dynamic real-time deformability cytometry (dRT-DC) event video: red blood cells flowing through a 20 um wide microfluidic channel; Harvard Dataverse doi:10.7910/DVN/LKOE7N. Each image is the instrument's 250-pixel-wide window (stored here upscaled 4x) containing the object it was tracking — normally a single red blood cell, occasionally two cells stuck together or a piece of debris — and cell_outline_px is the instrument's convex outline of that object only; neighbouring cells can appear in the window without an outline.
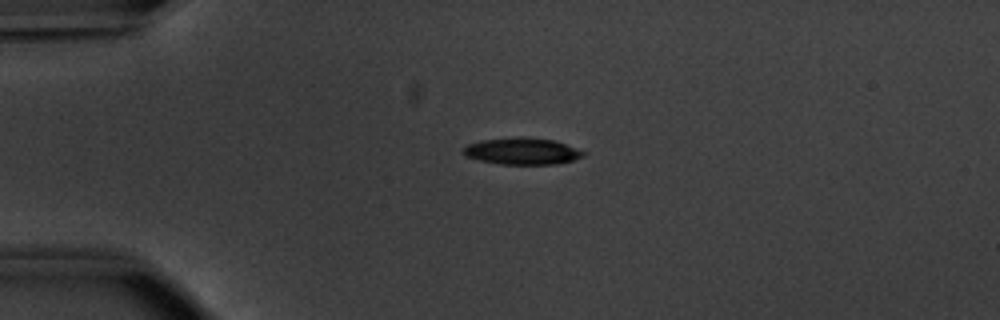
{"species": "common noctule bat (a hibernating species)", "species_latin": "Nyctalus noctula", "temperature_condition": "warm", "stored_images_in_passage": 41, "camera_frame_rate_fps": 3000, "um_per_image_px": 0.085, "animal": {"sex": "male", "body_mass_g": 20.1, "forearm_length_mm": 53.5}, "frame": {"image": 1, "passage_image": 1, "time_ms": 0.0, "image_size_px": [1000, 320], "cell_outline_px": [[588, 152], [584, 156], [572, 160], [556, 164], [500, 164], [480, 160], [464, 156], [460, 152], [460, 148], [468, 144], [480, 140], [520, 136], [528, 136], [556, 140]], "centroid_in_image_um": [44.37, 12.83], "position_along_channel_um": 40.6, "area_um2": 19.19}}
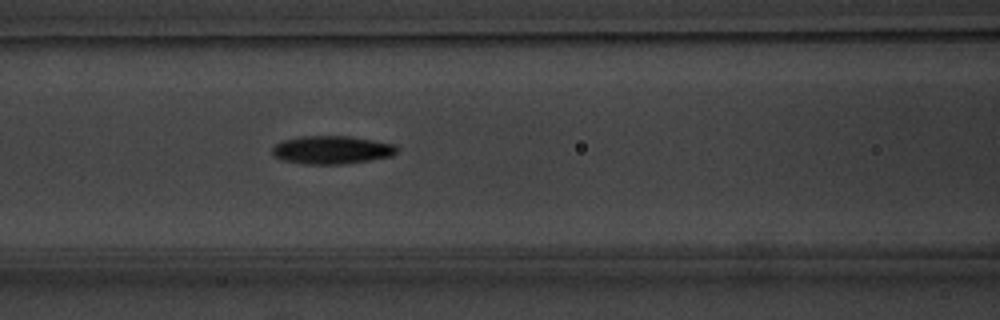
{"frame": {"image": 2, "passage_image": 11, "time_ms": 3.333, "image_size_px": [1000, 320], "cell_outline_px": [[400, 148], [392, 156], [344, 164], [304, 164], [284, 160], [272, 156], [272, 148], [276, 144], [284, 140], [300, 136], [348, 136], [396, 144]], "centroid_in_image_um": [28.21, 12.74], "position_along_channel_um": 138.4, "area_um2": 20.46}}
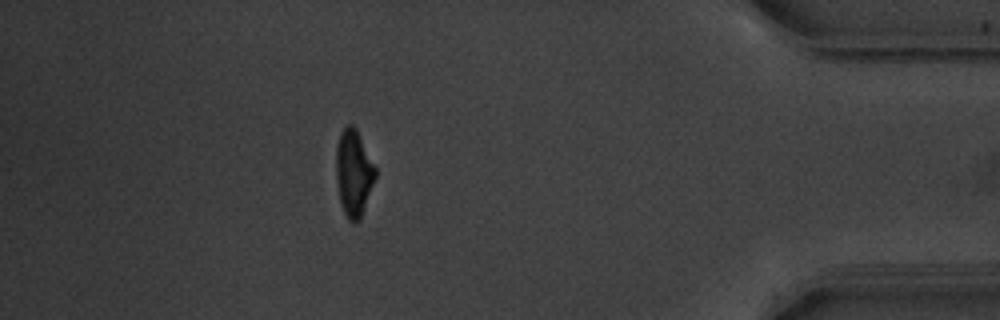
{"frame": {"image": 3, "passage_image": 35, "time_ms": 11.333, "image_size_px": [1000, 320], "cell_outline_px": [[376, 176], [360, 220], [348, 220], [340, 204], [336, 180], [336, 148], [340, 132], [348, 124], [352, 124], [356, 128], [376, 168]], "centroid_in_image_um": [30.05, 14.69], "position_along_channel_um": 405.2, "area_um2": 19.71}, "authors_computed_cell_mechanics": {"area_um2": 19.8832, "velocity_mm_per_s": 3.8624, "shape_relaxation_time_tau1_ms": 2.4747, "shape_relaxation_time_tau2_ms": 2.9325, "deformation_change_tau1": 0.1369, "deformation_change_tau2": 0.1022}}